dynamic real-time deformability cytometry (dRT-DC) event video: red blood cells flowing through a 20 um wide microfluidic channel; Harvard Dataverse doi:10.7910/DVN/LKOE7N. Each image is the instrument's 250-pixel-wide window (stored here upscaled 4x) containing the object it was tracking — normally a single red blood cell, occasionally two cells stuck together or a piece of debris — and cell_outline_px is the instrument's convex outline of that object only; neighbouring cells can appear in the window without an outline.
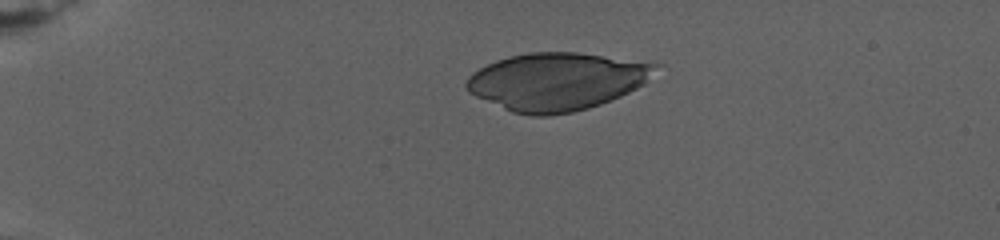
{"species": "human", "species_latin": "Homo sapiens", "temperature_condition": "warm", "stored_images_in_passage": 96, "camera_frame_rate_fps": 3000, "um_per_image_px": 0.085, "donor": {"sex": "female"}, "frame": {"image": 1, "passage_image": 1, "time_ms": 0.0, "image_size_px": [1000, 240], "cell_outline_px": [[664, 64], [644, 84], [620, 96], [600, 104], [588, 108], [572, 112], [548, 116], [532, 116], [512, 112], [476, 96], [468, 92], [464, 88], [464, 84], [468, 76], [472, 72], [496, 60], [508, 56], [528, 52], [576, 52]], "centroid_in_image_um": [47.33, 6.92], "position_along_channel_um": 37.7, "area_um2": 63.75}}